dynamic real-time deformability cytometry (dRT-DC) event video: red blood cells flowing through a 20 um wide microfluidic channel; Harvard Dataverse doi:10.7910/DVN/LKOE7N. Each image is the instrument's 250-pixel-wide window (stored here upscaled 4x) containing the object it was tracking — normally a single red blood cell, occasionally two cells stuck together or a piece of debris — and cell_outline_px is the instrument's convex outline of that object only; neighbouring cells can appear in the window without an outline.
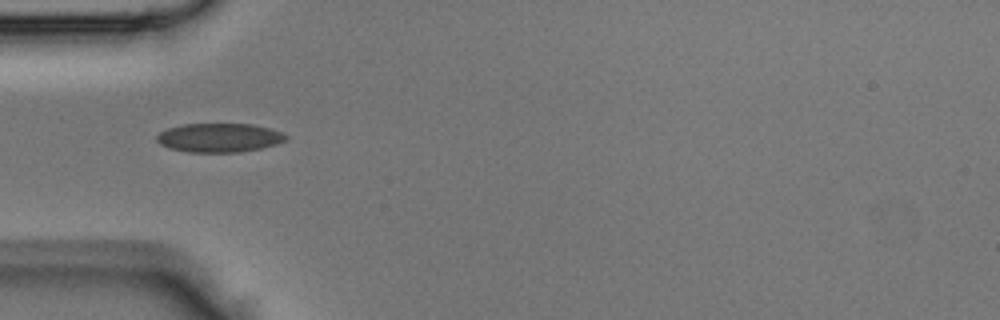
{"species": "Egyptian fruit bat (a non-hibernating species)", "species_latin": "Rousettus aegyptiacus", "temperature_condition": "room temperature", "stored_images_in_passage": 31, "camera_frame_rate_fps": 3000, "um_per_image_px": 0.085, "animal": {"sex": "male"}, "frame": {"image": 1, "passage_image": 1, "time_ms": 0.0, "image_size_px": [1000, 320], "cell_outline_px": [[288, 140], [276, 144], [260, 148], [240, 152], [188, 152], [168, 148], [160, 144], [156, 140], [156, 136], [160, 132], [168, 128], [180, 124], [252, 124], [272, 128], [288, 136]], "centroid_in_image_um": [18.63, 11.7], "position_along_channel_um": 66.4, "area_um2": 21.91}}
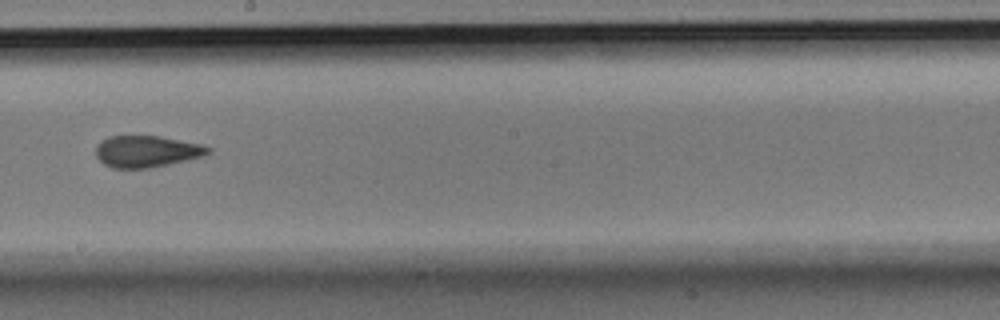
{"frame": {"image": 2, "passage_image": 12, "time_ms": 3.667, "image_size_px": [1000, 320], "cell_outline_px": [[212, 152], [188, 160], [148, 168], [112, 168], [104, 164], [96, 156], [96, 144], [100, 140], [108, 136], [160, 136], [204, 144], [212, 148]], "centroid_in_image_um": [12.47, 12.86], "position_along_channel_um": 235.7, "area_um2": 20.87}}
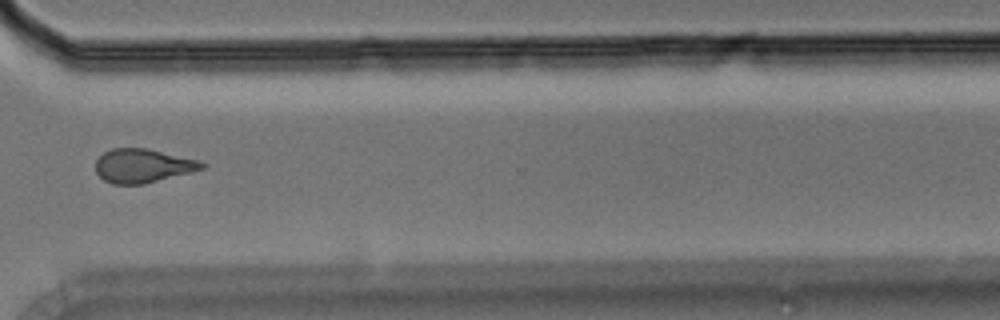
{"frame": {"image": 3, "passage_image": 20, "time_ms": 6.333, "image_size_px": [1000, 320], "cell_outline_px": [[208, 164], [204, 168], [192, 172], [144, 184], [112, 184], [104, 180], [96, 172], [96, 160], [104, 152], [112, 148], [148, 148], [200, 160]], "centroid_in_image_um": [12.17, 14.08], "position_along_channel_um": 358.4, "area_um2": 21.1}}